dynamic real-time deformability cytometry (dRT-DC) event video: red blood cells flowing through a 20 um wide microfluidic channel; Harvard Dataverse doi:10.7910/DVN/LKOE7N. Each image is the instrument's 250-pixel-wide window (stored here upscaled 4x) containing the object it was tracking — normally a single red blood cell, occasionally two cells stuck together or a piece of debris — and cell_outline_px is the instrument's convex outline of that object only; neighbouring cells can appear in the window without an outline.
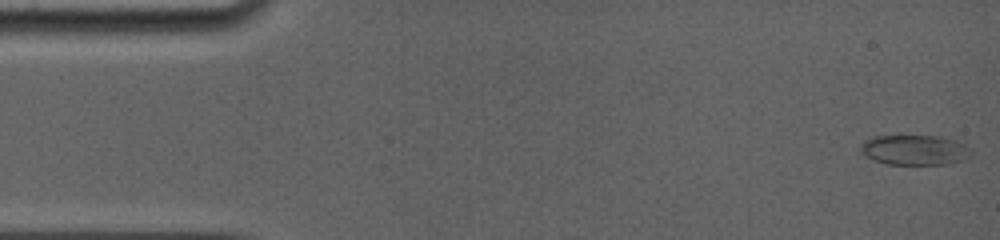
{"species": "common noctule bat (a hibernating species)", "species_latin": "Nyctalus noctula", "temperature_condition": "room temperature", "stored_images_in_passage": 19, "camera_frame_rate_fps": 5000, "um_per_image_px": 0.085, "animal": {"sex": "female", "body_mass_g": 19.0, "forearm_length_mm": 56.7}, "frame": {"image": 1, "passage_image": 1, "time_ms": 0.0, "image_size_px": [1000, 240], "cell_outline_px": [[972, 156], [948, 164], [888, 164], [872, 160], [860, 152], [860, 144], [864, 140], [876, 136], [936, 136], [956, 140], [964, 144], [972, 152]], "centroid_in_image_um": [77.72, 12.75], "position_along_channel_um": 7.3, "area_um2": 19.36}}
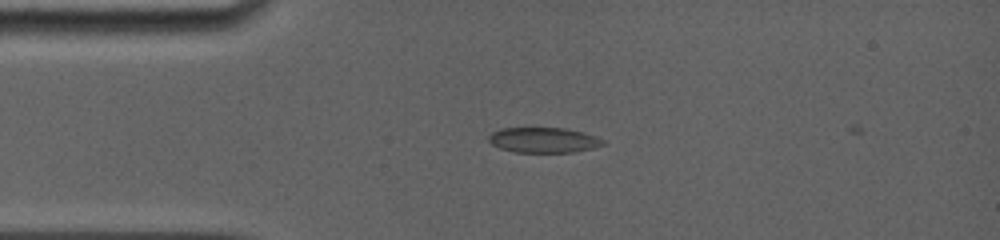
{"frame": {"image": 2, "passage_image": 18, "time_ms": 3.4, "image_size_px": [1000, 240], "cell_outline_px": [[604, 144], [592, 148], [572, 152], [516, 152], [500, 148], [492, 144], [488, 140], [488, 136], [492, 132], [500, 128], [564, 128], [584, 132], [596, 136], [604, 140]], "centroid_in_image_um": [46.19, 11.9], "position_along_channel_um": 38.8, "area_um2": 16.76}}